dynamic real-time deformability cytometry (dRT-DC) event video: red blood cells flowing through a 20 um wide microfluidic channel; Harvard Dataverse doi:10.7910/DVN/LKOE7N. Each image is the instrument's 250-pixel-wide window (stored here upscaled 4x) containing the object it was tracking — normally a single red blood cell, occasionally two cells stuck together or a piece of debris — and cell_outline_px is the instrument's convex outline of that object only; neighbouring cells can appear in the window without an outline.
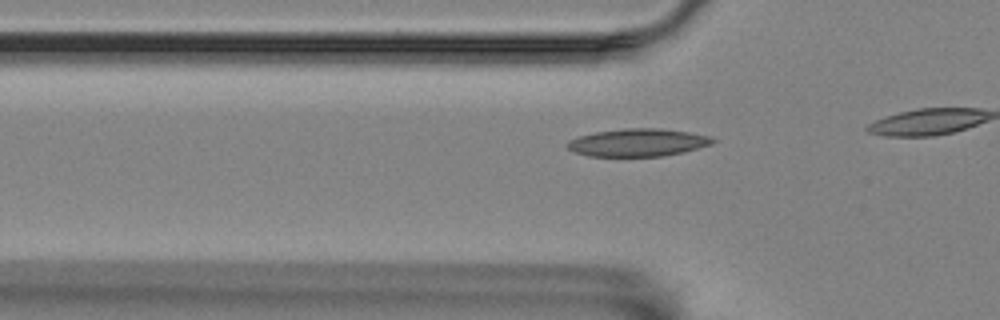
{"species": "Egyptian fruit bat (a non-hibernating species)", "species_latin": "Rousettus aegyptiacus", "temperature_condition": "room temperature", "stored_images_in_passage": 10, "camera_frame_rate_fps": 3000, "um_per_image_px": 0.085, "animal": {"sex": "female"}, "frame": {"image": 1, "passage_image": 7, "time_ms": 2.0, "image_size_px": [1000, 320], "cell_outline_px": [[716, 140], [712, 144], [684, 152], [664, 156], [588, 156], [576, 152], [568, 148], [564, 144], [568, 140], [580, 136], [596, 132], [624, 128], [660, 128], [688, 132], [712, 136]], "centroid_in_image_um": [54.24, 12.11], "position_along_channel_um": 71.6, "area_um2": 23.52}}